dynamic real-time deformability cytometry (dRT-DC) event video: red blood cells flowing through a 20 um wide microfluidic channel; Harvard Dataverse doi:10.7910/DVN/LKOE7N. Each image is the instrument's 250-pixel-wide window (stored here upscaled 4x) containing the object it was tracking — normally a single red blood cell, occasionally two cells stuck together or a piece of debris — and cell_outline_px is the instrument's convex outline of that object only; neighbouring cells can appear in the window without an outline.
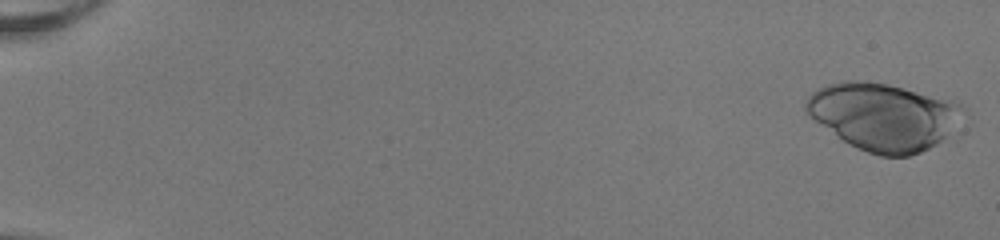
{"species": "human", "species_latin": "Homo sapiens", "temperature_condition": "room temperature", "stored_images_in_passage": 52, "camera_frame_rate_fps": 3000, "um_per_image_px": 0.085, "donor": {"sex": "female"}, "frame": {"image": 1, "passage_image": 1, "time_ms": 0.0, "image_size_px": [1000, 240], "cell_outline_px": [[972, 116], [936, 144], [920, 152], [908, 156], [880, 156], [868, 152], [848, 144], [808, 116], [804, 108], [804, 104], [808, 96], [812, 92], [828, 84], [844, 80], [864, 80], [888, 84], [952, 100], [968, 108]], "centroid_in_image_um": [75.17, 9.9], "position_along_channel_um": 9.8, "area_um2": 62.54}}